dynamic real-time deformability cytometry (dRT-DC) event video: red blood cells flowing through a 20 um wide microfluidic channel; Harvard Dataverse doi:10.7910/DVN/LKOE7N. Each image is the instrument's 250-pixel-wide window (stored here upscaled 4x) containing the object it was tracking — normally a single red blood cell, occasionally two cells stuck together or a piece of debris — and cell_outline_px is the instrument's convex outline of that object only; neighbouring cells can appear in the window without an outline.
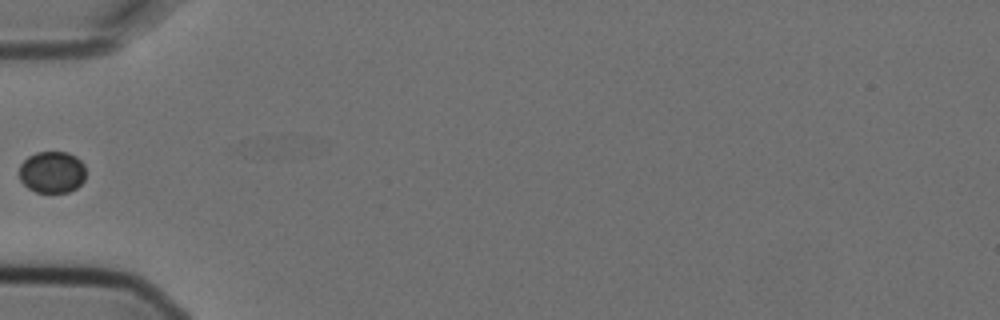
{"species": "Egyptian fruit bat (a non-hibernating species)", "species_latin": "Rousettus aegyptiacus", "temperature_condition": "cold", "stored_images_in_passage": 7, "camera_frame_rate_fps": 3000, "um_per_image_px": 0.085, "animal": {"sex": "female"}, "frame": {"image": 1, "passage_image": 4, "time_ms": 1.0, "image_size_px": [1000, 320], "cell_outline_px": [[84, 180], [76, 188], [68, 192], [36, 192], [28, 188], [20, 180], [20, 164], [28, 156], [36, 152], [68, 152], [76, 156], [84, 164]], "centroid_in_image_um": [4.42, 14.62], "position_along_channel_um": 80.6, "area_um2": 16.18}}
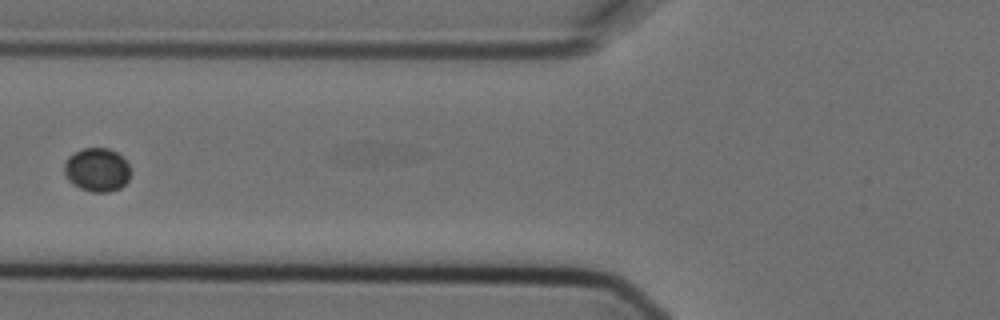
{"frame": {"image": 2, "passage_image": 5, "time_ms": 1.333, "image_size_px": [1000, 320], "cell_outline_px": [[128, 180], [120, 188], [108, 192], [92, 192], [80, 188], [72, 184], [68, 180], [64, 172], [64, 164], [68, 156], [84, 148], [108, 148], [116, 152], [128, 164]], "centroid_in_image_um": [8.21, 14.44], "position_along_channel_um": 117.6, "area_um2": 16.65}}